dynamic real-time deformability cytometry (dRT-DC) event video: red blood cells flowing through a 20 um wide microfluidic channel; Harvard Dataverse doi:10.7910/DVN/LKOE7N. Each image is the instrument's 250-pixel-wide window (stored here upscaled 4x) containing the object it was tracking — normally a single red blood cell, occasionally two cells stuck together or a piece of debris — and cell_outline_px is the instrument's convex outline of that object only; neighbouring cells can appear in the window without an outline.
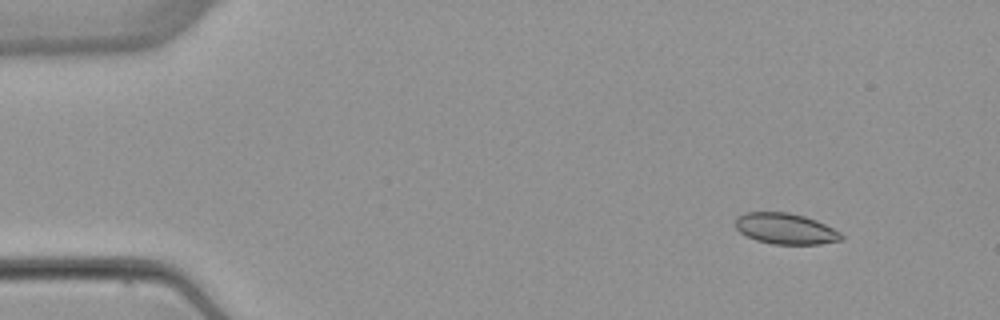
{"species": "common noctule bat (a hibernating species)", "species_latin": "Nyctalus noctula", "temperature_condition": "warm", "stored_images_in_passage": 5, "camera_frame_rate_fps": 3000, "um_per_image_px": 0.085, "animal": {"sex": "female", "body_mass_g": 22.7, "forearm_length_mm": 54.2}, "frame": {"image": 1, "passage_image": 2, "time_ms": 1.333, "image_size_px": [1000, 320], "cell_outline_px": [[844, 240], [820, 244], [772, 244], [756, 240], [740, 232], [736, 228], [736, 216], [744, 212], [788, 212], [804, 216], [816, 220], [840, 232], [844, 236]], "centroid_in_image_um": [66.77, 19.44], "position_along_channel_um": 18.2, "area_um2": 19.13}}
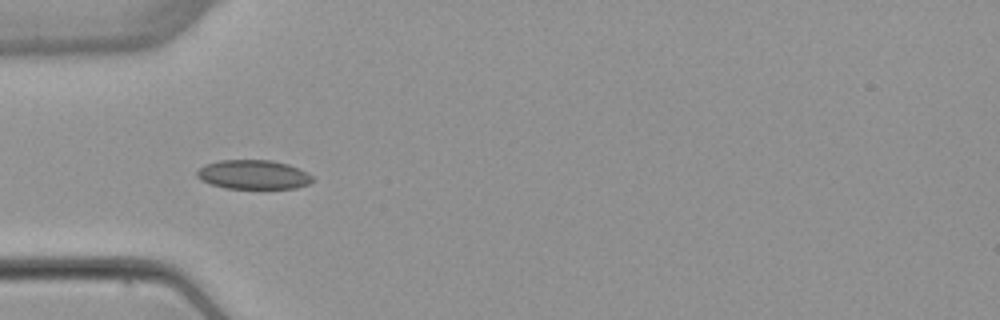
{"frame": {"image": 2, "passage_image": 5, "time_ms": 5.0, "image_size_px": [1000, 320], "cell_outline_px": [[316, 180], [308, 184], [296, 188], [228, 188], [212, 184], [200, 180], [196, 176], [196, 172], [204, 164], [220, 160], [272, 160], [288, 164], [308, 172]], "centroid_in_image_um": [21.55, 14.83], "position_along_channel_um": 63.4, "area_um2": 19.71}}